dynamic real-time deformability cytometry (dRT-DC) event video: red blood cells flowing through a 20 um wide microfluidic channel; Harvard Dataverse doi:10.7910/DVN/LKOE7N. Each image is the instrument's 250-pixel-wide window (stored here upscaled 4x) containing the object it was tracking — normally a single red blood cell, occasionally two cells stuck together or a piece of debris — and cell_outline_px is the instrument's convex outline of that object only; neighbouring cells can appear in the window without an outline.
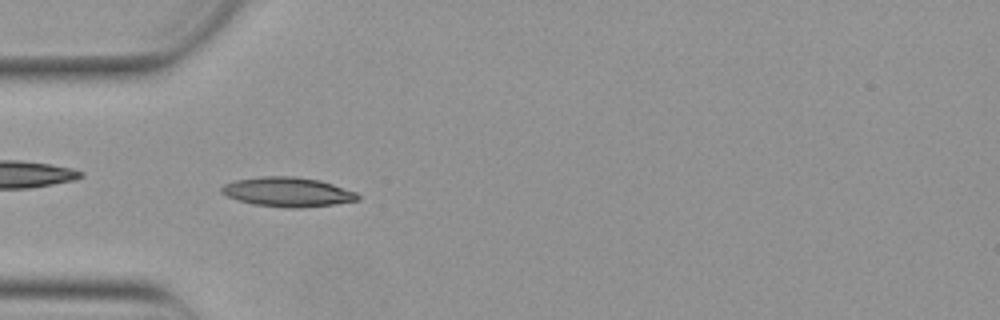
{"species": "Egyptian fruit bat (a non-hibernating species)", "species_latin": "Rousettus aegyptiacus", "temperature_condition": "warm", "stored_images_in_passage": 51, "camera_frame_rate_fps": 3000, "um_per_image_px": 0.085, "animal": {"sex": "female"}, "frame": {"image": 1, "passage_image": 15, "time_ms": 4.667, "image_size_px": [1000, 320], "cell_outline_px": [[360, 200], [336, 204], [300, 208], [284, 208], [252, 204], [236, 200], [220, 192], [220, 188], [224, 184], [236, 180], [264, 176], [296, 176], [320, 180], [356, 192], [360, 196]], "centroid_in_image_um": [24.45, 16.32], "position_along_channel_um": 60.5, "area_um2": 23.58}}
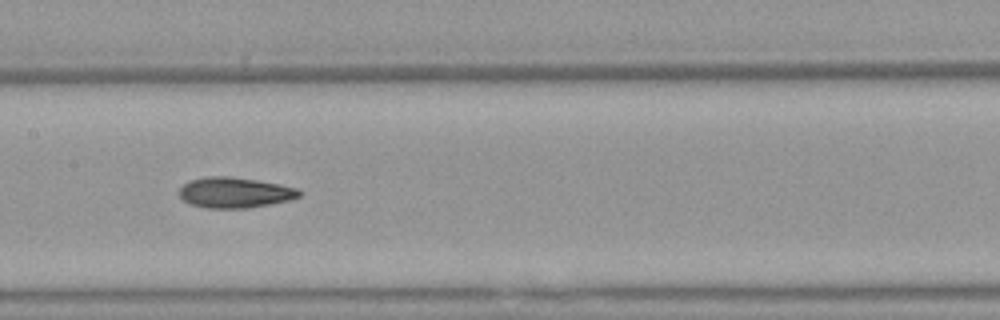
{"frame": {"image": 2, "passage_image": 25, "time_ms": 8.0, "image_size_px": [1000, 320], "cell_outline_px": [[304, 192], [300, 196], [292, 200], [272, 204], [248, 208], [204, 208], [192, 204], [184, 200], [180, 196], [180, 188], [188, 180], [204, 176], [228, 176], [256, 180], [280, 184], [300, 188]], "centroid_in_image_um": [20.02, 16.36], "position_along_channel_um": 187.4, "area_um2": 21.68}}
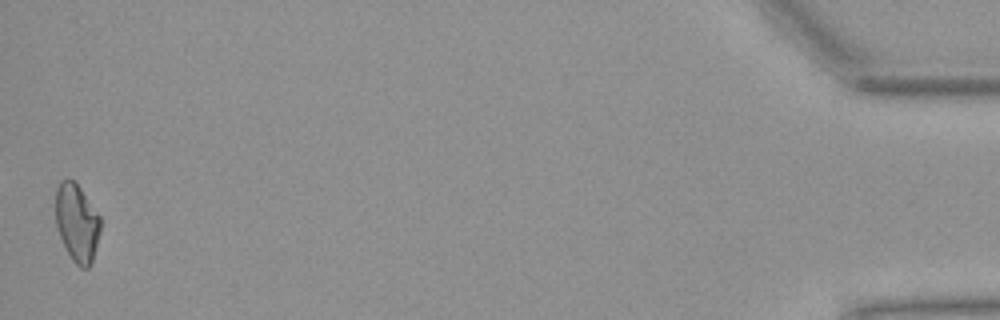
{"frame": {"image": 3, "passage_image": 51, "time_ms": 16.667, "image_size_px": [1000, 320], "cell_outline_px": [[100, 232], [92, 264], [88, 268], [80, 268], [72, 260], [60, 236], [56, 224], [56, 188], [60, 180], [72, 180], [80, 188], [100, 216]], "centroid_in_image_um": [6.55, 18.96], "position_along_channel_um": 428.7, "area_um2": 20.17}, "authors_computed_cell_mechanics": {"area_um2": 20.8658, "velocity_mm_per_s": 3.8849, "shape_relaxation_time_tau1_ms": 10.0608, "shape_relaxation_time_tau2_ms": 2.7403, "deformation_change_tau1": 0.216, "deformation_change_tau2": 0.0978}}